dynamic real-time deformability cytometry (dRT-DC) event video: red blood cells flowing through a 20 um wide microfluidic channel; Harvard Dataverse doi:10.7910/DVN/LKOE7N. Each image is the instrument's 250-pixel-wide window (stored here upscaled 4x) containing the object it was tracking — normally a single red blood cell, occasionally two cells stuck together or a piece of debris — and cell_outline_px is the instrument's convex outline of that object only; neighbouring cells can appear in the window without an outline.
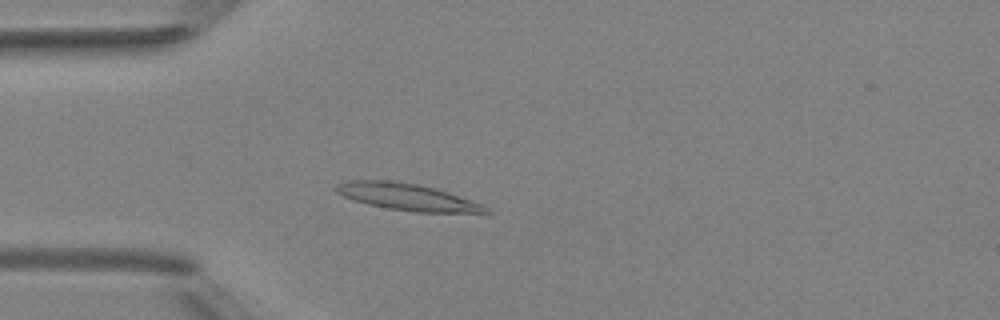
{"species": "Egyptian fruit bat (a non-hibernating species)", "species_latin": "Rousettus aegyptiacus", "temperature_condition": "room temperature", "stored_images_in_passage": 3, "camera_frame_rate_fps": 3000, "um_per_image_px": 0.085, "animal": {"sex": "female"}, "frame": {"image": 1, "passage_image": 3, "time_ms": 3.333, "image_size_px": [1000, 320], "cell_outline_px": [[492, 212], [416, 212], [388, 208], [368, 204], [352, 200], [336, 192], [336, 184], [348, 180], [388, 180], [416, 184], [436, 188], [484, 204]], "centroid_in_image_um": [34.6, 16.73], "position_along_channel_um": 50.4, "area_um2": 23.18}}